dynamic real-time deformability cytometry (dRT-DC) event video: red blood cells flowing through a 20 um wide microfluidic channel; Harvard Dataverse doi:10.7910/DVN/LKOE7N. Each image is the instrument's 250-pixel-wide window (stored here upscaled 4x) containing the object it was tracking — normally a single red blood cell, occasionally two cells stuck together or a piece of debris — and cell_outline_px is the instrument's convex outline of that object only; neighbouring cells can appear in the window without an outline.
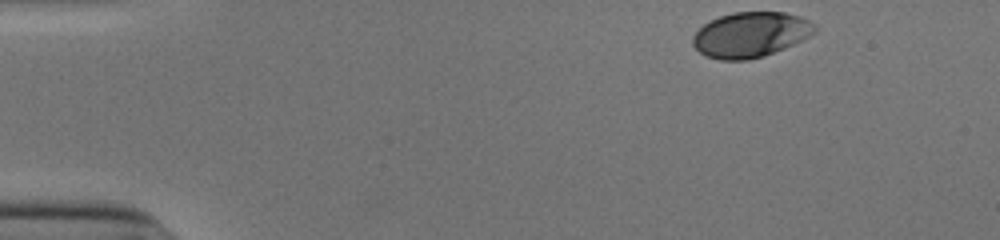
{"species": "human", "species_latin": "Homo sapiens", "temperature_condition": "cold", "stored_images_in_passage": 10, "camera_frame_rate_fps": 3000, "um_per_image_px": 0.085, "donor": {"sex": "male"}, "frame": {"image": 1, "passage_image": 1, "time_ms": 0.0, "image_size_px": [1000, 240], "cell_outline_px": [[816, 32], [784, 48], [764, 56], [748, 60], [720, 60], [704, 56], [692, 44], [692, 36], [704, 24], [720, 16], [732, 12], [784, 12], [800, 16], [816, 24]], "centroid_in_image_um": [63.78, 2.95], "position_along_channel_um": 21.2, "area_um2": 32.08}}